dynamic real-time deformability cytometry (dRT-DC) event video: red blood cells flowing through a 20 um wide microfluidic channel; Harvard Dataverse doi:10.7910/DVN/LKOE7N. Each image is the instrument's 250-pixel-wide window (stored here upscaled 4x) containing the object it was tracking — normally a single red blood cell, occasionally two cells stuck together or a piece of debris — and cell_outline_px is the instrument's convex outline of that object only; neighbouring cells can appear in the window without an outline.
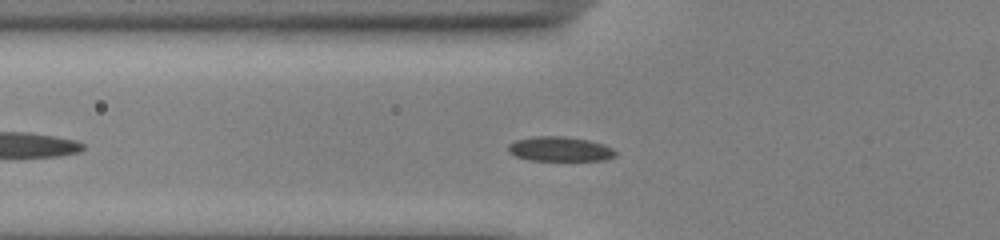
{"species": "common noctule bat (a hibernating species)", "species_latin": "Nyctalus noctula", "temperature_condition": "cold", "stored_images_in_passage": 39, "camera_frame_rate_fps": 3000, "um_per_image_px": 0.085, "animal": {"sex": "male", "body_mass_g": 13.0, "forearm_length_mm": 53.1}, "frame": {"image": 1, "passage_image": 11, "time_ms": 3.333, "image_size_px": [1000, 240], "cell_outline_px": [[616, 156], [604, 160], [528, 160], [516, 156], [508, 152], [508, 144], [516, 140], [532, 136], [564, 136], [588, 140], [604, 144], [612, 148], [616, 152]], "centroid_in_image_um": [47.58, 12.66], "position_along_channel_um": 78.2, "area_um2": 15.43}}
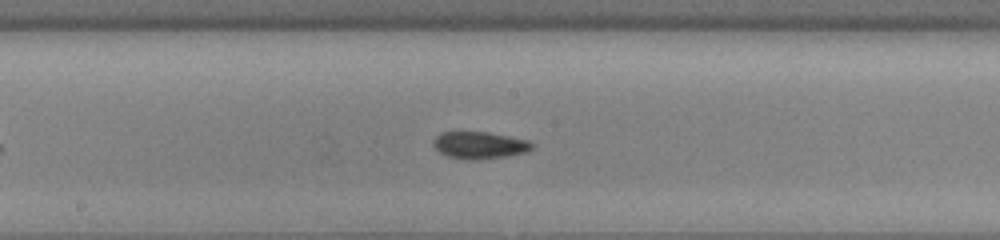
{"frame": {"image": 2, "passage_image": 21, "time_ms": 6.667, "image_size_px": [1000, 240], "cell_outline_px": [[536, 144], [528, 152], [508, 156], [476, 160], [464, 160], [448, 156], [440, 152], [432, 144], [432, 140], [440, 132], [488, 132], [528, 140]], "centroid_in_image_um": [40.78, 12.35], "position_along_channel_um": 207.4, "area_um2": 15.78}}
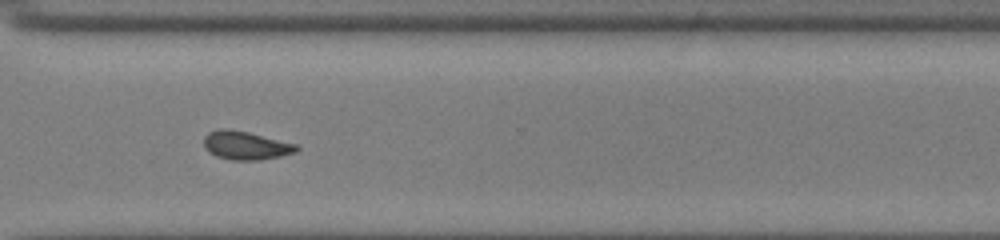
{"frame": {"image": 3, "passage_image": 32, "time_ms": 10.333, "image_size_px": [1000, 240], "cell_outline_px": [[300, 148], [296, 152], [280, 156], [260, 160], [232, 160], [216, 156], [208, 152], [204, 148], [204, 136], [208, 132], [220, 128], [228, 128], [248, 132], [296, 144]], "centroid_in_image_um": [20.86, 12.36], "position_along_channel_um": 349.7, "area_um2": 15.43}}